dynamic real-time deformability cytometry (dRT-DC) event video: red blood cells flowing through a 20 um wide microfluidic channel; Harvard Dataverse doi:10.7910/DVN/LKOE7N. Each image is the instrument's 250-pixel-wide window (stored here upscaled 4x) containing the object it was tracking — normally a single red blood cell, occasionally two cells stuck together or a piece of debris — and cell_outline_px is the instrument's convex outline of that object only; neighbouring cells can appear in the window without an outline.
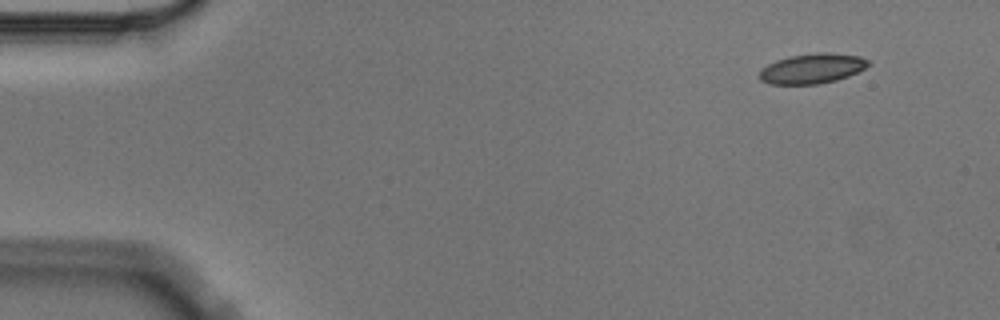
{"species": "Egyptian fruit bat (a non-hibernating species)", "species_latin": "Rousettus aegyptiacus", "temperature_condition": "cold", "stored_images_in_passage": 5, "camera_frame_rate_fps": 3000, "um_per_image_px": 0.085, "animal": {"sex": "male"}, "frame": {"image": 1, "passage_image": 1, "time_ms": 0.0, "image_size_px": [1000, 320], "cell_outline_px": [[872, 64], [848, 76], [836, 80], [816, 84], [768, 84], [760, 80], [760, 68], [776, 60], [788, 56], [816, 52], [828, 52], [860, 56], [872, 60]], "centroid_in_image_um": [69.05, 5.81], "position_along_channel_um": 16.0, "area_um2": 19.25}}
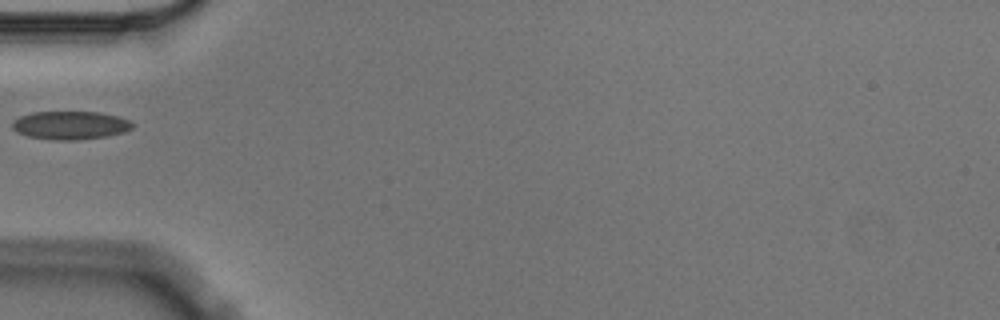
{"frame": {"image": 2, "passage_image": 5, "time_ms": 1.333, "image_size_px": [1000, 320], "cell_outline_px": [[132, 128], [124, 132], [108, 136], [76, 140], [52, 140], [28, 136], [16, 132], [12, 128], [12, 120], [20, 116], [32, 112], [100, 112], [120, 116], [128, 120], [132, 124]], "centroid_in_image_um": [5.95, 10.65], "position_along_channel_um": 79.0, "area_um2": 19.94}}